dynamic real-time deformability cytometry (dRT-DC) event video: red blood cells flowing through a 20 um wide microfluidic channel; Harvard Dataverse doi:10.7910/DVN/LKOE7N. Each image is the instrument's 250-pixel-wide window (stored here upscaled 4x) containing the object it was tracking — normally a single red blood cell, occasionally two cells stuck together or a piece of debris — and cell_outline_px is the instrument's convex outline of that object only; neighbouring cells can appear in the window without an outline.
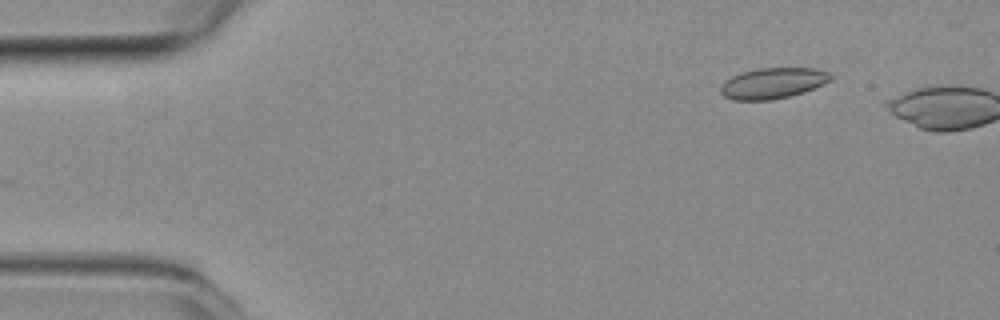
{"species": "common noctule bat (a hibernating species)", "species_latin": "Nyctalus noctula", "temperature_condition": "room temperature", "stored_images_in_passage": 3, "camera_frame_rate_fps": 3000, "um_per_image_px": 0.085, "animal": {"sex": "female", "body_mass_g": 19.3, "forearm_length_mm": 54.1}, "frame": {"image": 1, "passage_image": 1, "time_ms": 0.0, "image_size_px": [1000, 320], "cell_outline_px": [[832, 80], [804, 92], [772, 100], [732, 100], [724, 96], [720, 92], [720, 88], [724, 80], [740, 72], [756, 68], [816, 68], [828, 72], [832, 76]], "centroid_in_image_um": [65.66, 7.06], "position_along_channel_um": 19.3, "area_um2": 19.88}}